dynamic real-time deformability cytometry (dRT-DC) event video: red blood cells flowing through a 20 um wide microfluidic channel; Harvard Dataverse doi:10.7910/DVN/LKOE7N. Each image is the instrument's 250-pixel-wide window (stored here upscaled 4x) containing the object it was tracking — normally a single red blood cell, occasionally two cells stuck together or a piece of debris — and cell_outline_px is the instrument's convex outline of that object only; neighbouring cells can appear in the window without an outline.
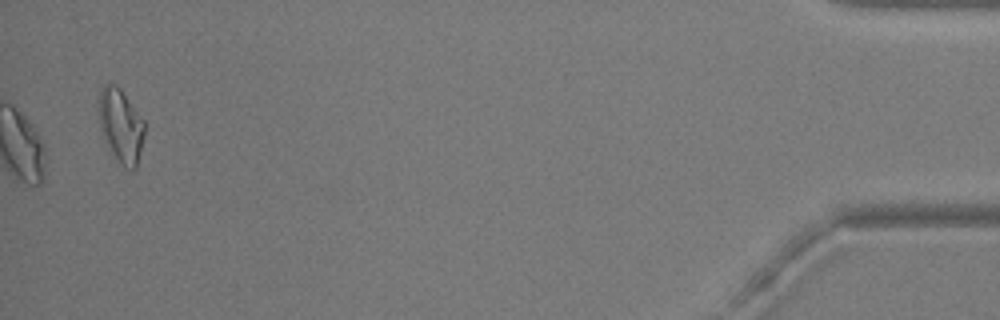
{"species": "common noctule bat (a hibernating species)", "species_latin": "Nyctalus noctula", "temperature_condition": "warm", "stored_images_in_passage": 38, "camera_frame_rate_fps": 3000, "um_per_image_px": 0.085, "animal": {"sex": "male", "body_mass_g": 20.5, "forearm_length_mm": 52.5}, "frame": {"image": 1, "passage_image": 38, "time_ms": 12.333, "image_size_px": [1000, 320], "cell_outline_px": [[144, 136], [136, 168], [132, 168], [124, 164], [112, 156], [104, 140], [100, 128], [96, 104], [100, 92], [104, 84], [116, 84], [120, 88], [144, 120]], "centroid_in_image_um": [10.22, 10.63], "position_along_channel_um": 425.0, "area_um2": 19.71}, "authors_computed_cell_mechanics": {"area_um2": 16.3574, "velocity_mm_per_s": 3.7153, "shape_relaxation_time_tau1_ms": 2.089, "shape_relaxation_time_tau2_ms": null, "deformation_change_tau1": 0.0924, "deformation_change_tau2": null}}